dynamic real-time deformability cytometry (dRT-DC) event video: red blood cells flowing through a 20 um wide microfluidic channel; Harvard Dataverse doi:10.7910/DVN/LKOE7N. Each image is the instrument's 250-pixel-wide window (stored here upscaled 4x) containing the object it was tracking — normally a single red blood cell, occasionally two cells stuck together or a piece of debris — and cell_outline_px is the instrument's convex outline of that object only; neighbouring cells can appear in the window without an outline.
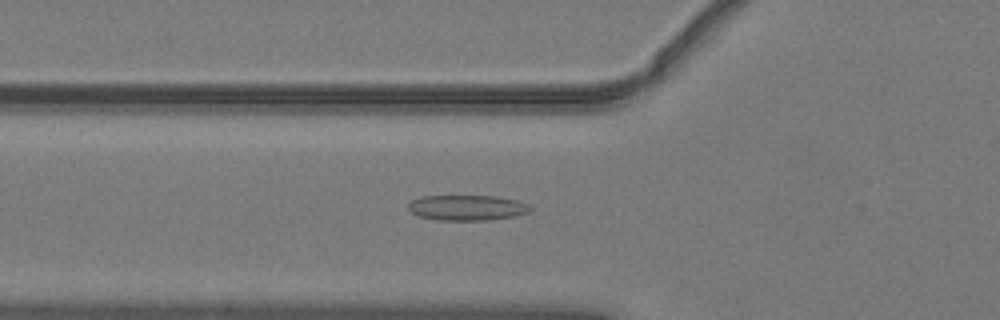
{"species": "common noctule bat (a hibernating species)", "species_latin": "Nyctalus noctula", "temperature_condition": "warm", "stored_images_in_passage": 47, "camera_frame_rate_fps": 3000, "um_per_image_px": 0.085, "animal": {"sex": "male", "body_mass_g": 19.2, "forearm_length_mm": 51.8}, "frame": {"image": 1, "passage_image": 15, "time_ms": 4.667, "image_size_px": [1000, 320], "cell_outline_px": [[532, 208], [528, 212], [516, 216], [488, 220], [436, 220], [420, 216], [412, 212], [408, 208], [408, 204], [412, 200], [424, 196], [496, 196], [516, 200], [528, 204]], "centroid_in_image_um": [39.72, 17.65], "position_along_channel_um": 86.1, "area_um2": 17.98}}
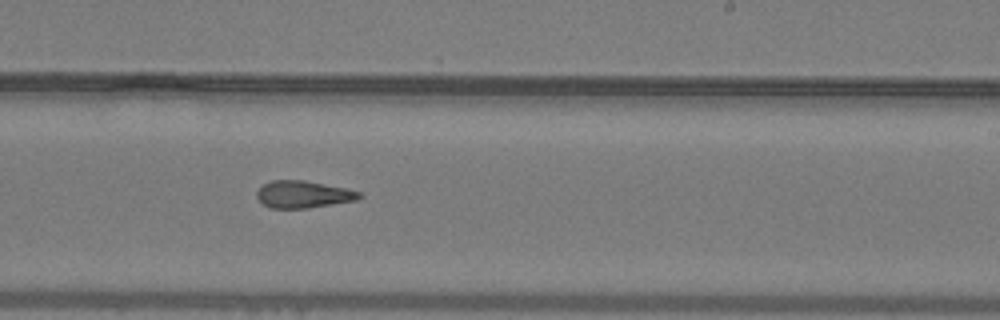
{"frame": {"image": 2, "passage_image": 28, "time_ms": 9.0, "image_size_px": [1000, 320], "cell_outline_px": [[364, 196], [356, 200], [308, 208], [272, 208], [264, 204], [256, 196], [256, 192], [264, 184], [272, 180], [304, 180], [344, 188], [360, 192]], "centroid_in_image_um": [25.78, 16.52], "position_along_channel_um": 263.2, "area_um2": 16.01}}
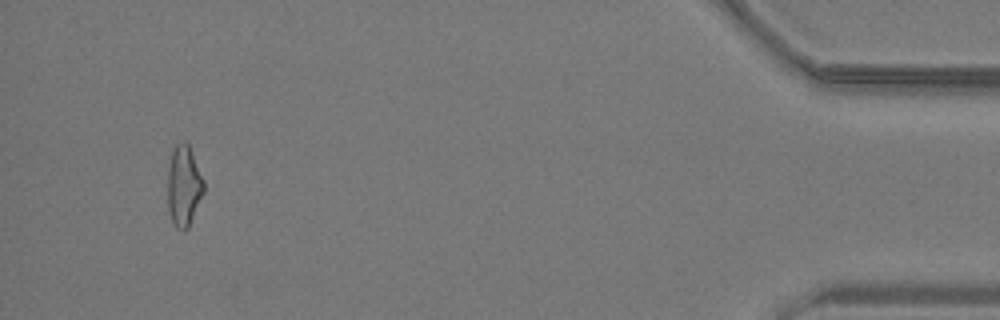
{"frame": {"image": 3, "passage_image": 45, "time_ms": 14.667, "image_size_px": [1000, 320], "cell_outline_px": [[204, 192], [188, 228], [184, 232], [176, 228], [172, 224], [168, 208], [168, 168], [172, 152], [176, 144], [184, 140], [188, 144], [204, 180]], "centroid_in_image_um": [15.62, 15.84], "position_along_channel_um": 419.6, "area_um2": 17.05}, "authors_computed_cell_mechanics": {"area_um2": 16.9932, "velocity_mm_per_s": 4.0622, "shape_relaxation_time_tau1_ms": null, "shape_relaxation_time_tau2_ms": 2.9531, "deformation_change_tau1": null, "deformation_change_tau2": 0.1162}}